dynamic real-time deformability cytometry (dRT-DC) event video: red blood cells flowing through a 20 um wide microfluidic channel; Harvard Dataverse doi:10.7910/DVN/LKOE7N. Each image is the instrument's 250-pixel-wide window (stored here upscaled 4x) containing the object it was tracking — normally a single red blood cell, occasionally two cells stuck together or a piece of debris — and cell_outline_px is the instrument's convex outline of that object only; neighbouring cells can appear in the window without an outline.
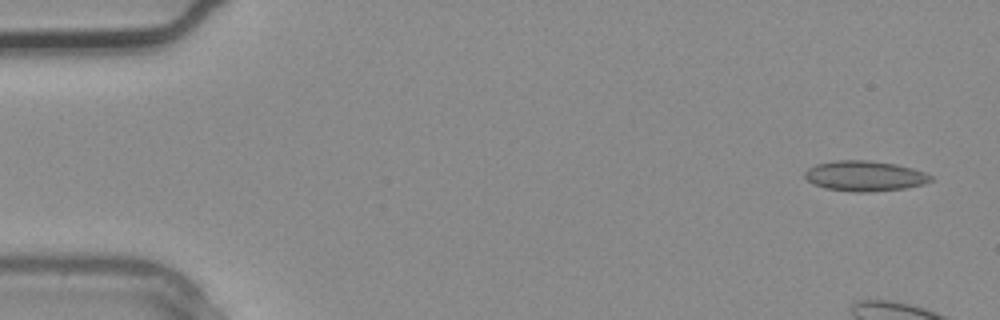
{"species": "common noctule bat (a hibernating species)", "species_latin": "Nyctalus noctula", "temperature_condition": "warm", "stored_images_in_passage": 3, "camera_frame_rate_fps": 3000, "um_per_image_px": 0.085, "animal": {"sex": "male", "body_mass_g": 20.4}, "frame": {"image": 1, "passage_image": 1, "time_ms": 0.0, "image_size_px": [1000, 320], "cell_outline_px": [[932, 180], [924, 184], [904, 188], [868, 192], [852, 192], [824, 188], [812, 184], [804, 176], [804, 172], [808, 168], [816, 164], [836, 160], [868, 160], [896, 164], [912, 168], [924, 172], [932, 176]], "centroid_in_image_um": [73.47, 14.96], "position_along_channel_um": 11.5, "area_um2": 22.31}}